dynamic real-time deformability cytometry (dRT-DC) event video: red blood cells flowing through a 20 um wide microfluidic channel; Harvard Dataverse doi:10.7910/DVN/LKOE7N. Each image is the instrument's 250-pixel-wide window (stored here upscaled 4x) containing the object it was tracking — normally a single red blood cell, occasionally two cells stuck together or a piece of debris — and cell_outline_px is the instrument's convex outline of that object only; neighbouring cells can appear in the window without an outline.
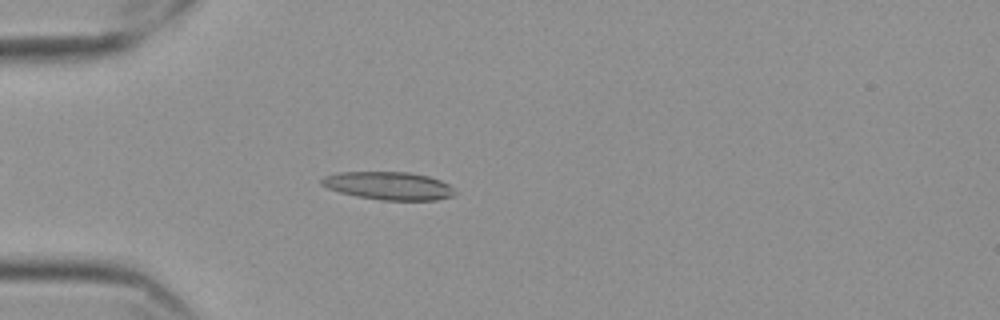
{"species": "Egyptian fruit bat (a non-hibernating species)", "species_latin": "Rousettus aegyptiacus", "temperature_condition": "cold", "stored_images_in_passage": 58, "camera_frame_rate_fps": 3000, "um_per_image_px": 0.085, "frame": {"image": 1, "passage_image": 17, "time_ms": 5.333, "image_size_px": [1000, 320], "cell_outline_px": [[456, 192], [452, 196], [436, 200], [380, 200], [356, 196], [340, 192], [328, 188], [320, 184], [320, 180], [324, 176], [340, 172], [408, 172], [428, 176], [440, 180], [448, 184]], "centroid_in_image_um": [33.02, 15.79], "position_along_channel_um": 52.0, "area_um2": 21.68}}
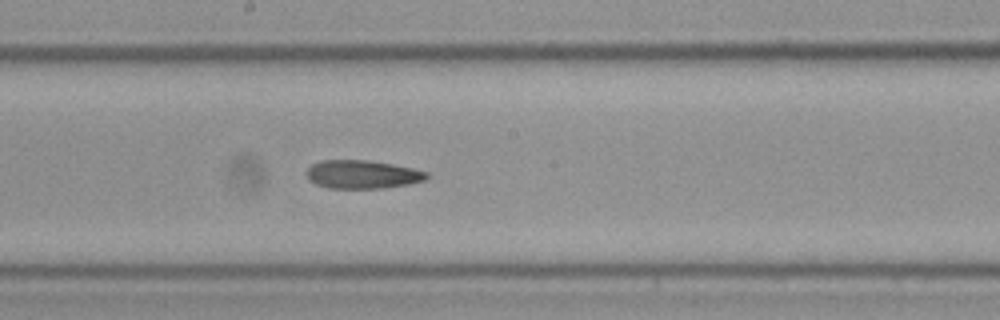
{"frame": {"image": 2, "passage_image": 32, "time_ms": 10.333, "image_size_px": [1000, 320], "cell_outline_px": [[428, 176], [424, 180], [408, 184], [384, 188], [328, 188], [316, 184], [308, 180], [308, 168], [312, 164], [320, 160], [368, 160], [392, 164], [412, 168], [428, 172]], "centroid_in_image_um": [30.79, 14.82], "position_along_channel_um": 217.4, "area_um2": 19.77}}
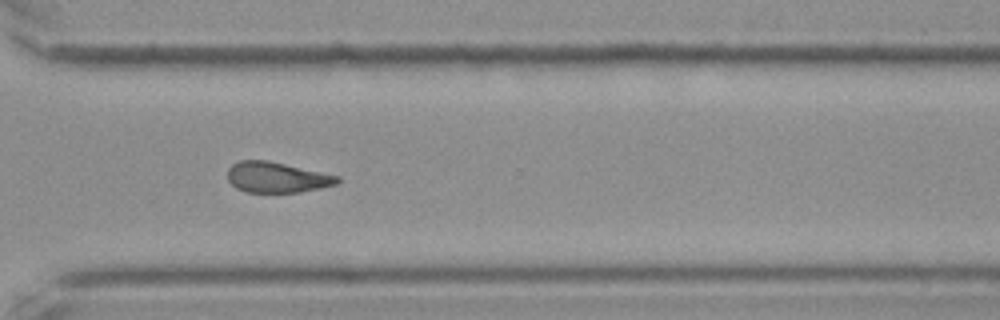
{"frame": {"image": 3, "passage_image": 43, "time_ms": 14.0, "image_size_px": [1000, 320], "cell_outline_px": [[340, 180], [336, 184], [320, 188], [300, 192], [248, 192], [236, 188], [228, 180], [228, 168], [232, 164], [240, 160], [268, 160], [340, 176]], "centroid_in_image_um": [23.53, 15.06], "position_along_channel_um": 347.1, "area_um2": 19.54}, "authors_computed_cell_mechanics": {"area_um2": 20.0566, "velocity_mm_per_s": 3.5444, "shape_relaxation_time_tau1_ms": 8.7713, "shape_relaxation_time_tau2_ms": 10.1453, "deformation_change_tau1": 0.2136, "deformation_change_tau2": 0.2159}}